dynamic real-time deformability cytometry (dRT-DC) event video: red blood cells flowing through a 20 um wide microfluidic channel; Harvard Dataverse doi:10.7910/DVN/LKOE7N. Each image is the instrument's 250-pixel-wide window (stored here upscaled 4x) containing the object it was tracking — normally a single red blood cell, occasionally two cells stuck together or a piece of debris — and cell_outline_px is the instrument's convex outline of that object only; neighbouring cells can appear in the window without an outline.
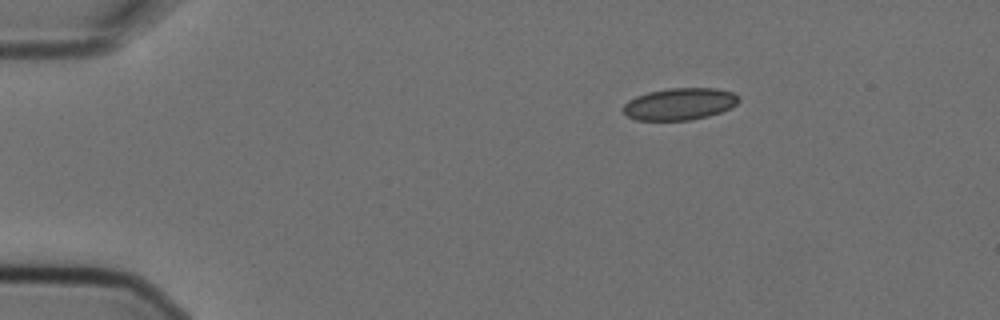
{"species": "Egyptian fruit bat (a non-hibernating species)", "species_latin": "Rousettus aegyptiacus", "temperature_condition": "cold", "stored_images_in_passage": 6, "camera_frame_rate_fps": 3000, "um_per_image_px": 0.085, "animal": {"sex": "female"}, "frame": {"image": 1, "passage_image": 1, "time_ms": 0.0, "image_size_px": [1000, 320], "cell_outline_px": [[740, 100], [732, 108], [708, 116], [688, 120], [636, 120], [628, 116], [624, 112], [624, 104], [628, 100], [636, 96], [648, 92], [668, 88], [716, 88], [732, 92], [740, 96]], "centroid_in_image_um": [57.8, 8.83], "position_along_channel_um": 27.2, "area_um2": 21.56}}
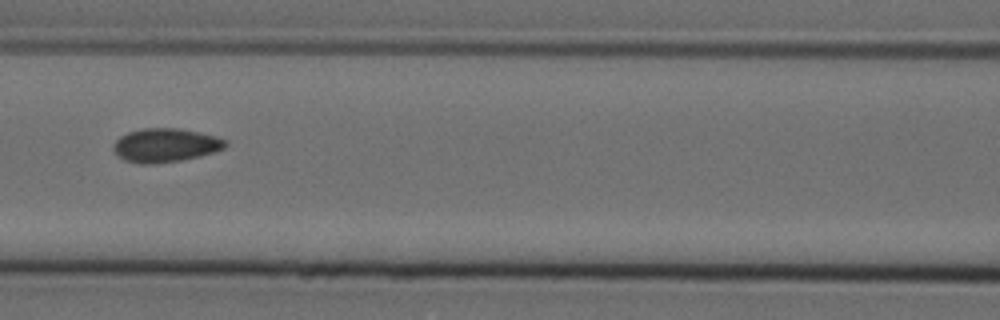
{"frame": {"image": 2, "passage_image": 5, "time_ms": 1.333, "image_size_px": [1000, 320], "cell_outline_px": [[228, 144], [224, 148], [200, 156], [180, 160], [152, 164], [140, 164], [124, 160], [112, 148], [112, 144], [120, 136], [128, 132], [140, 128], [176, 128], [200, 132], [216, 136], [228, 140]], "centroid_in_image_um": [14.06, 12.33], "position_along_channel_um": 152.5, "area_um2": 22.08}}
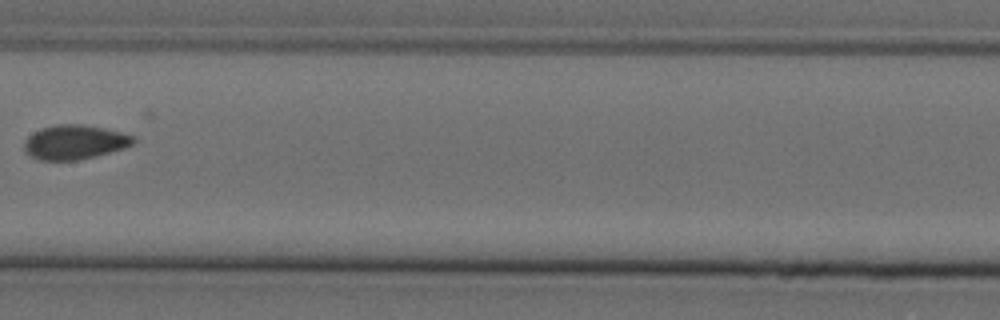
{"frame": {"image": 3, "passage_image": 6, "time_ms": 1.667, "image_size_px": [1000, 320], "cell_outline_px": [[136, 140], [132, 144], [124, 148], [96, 156], [80, 160], [40, 160], [24, 152], [24, 140], [32, 132], [40, 128], [56, 124], [84, 124], [104, 128], [136, 136]], "centroid_in_image_um": [6.33, 12.07], "position_along_channel_um": 201.1, "area_um2": 22.08}}